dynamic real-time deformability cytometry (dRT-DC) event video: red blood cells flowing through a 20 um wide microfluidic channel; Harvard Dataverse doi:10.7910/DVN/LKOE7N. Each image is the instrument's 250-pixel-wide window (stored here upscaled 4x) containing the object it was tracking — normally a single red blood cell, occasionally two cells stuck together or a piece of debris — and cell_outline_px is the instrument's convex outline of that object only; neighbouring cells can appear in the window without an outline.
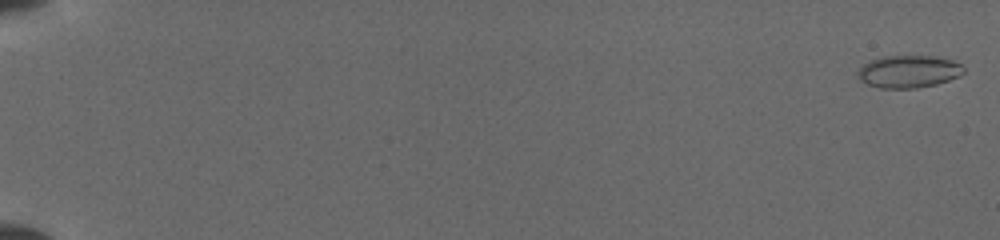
{"species": "common noctule bat (a hibernating species)", "species_latin": "Nyctalus noctula", "temperature_condition": "cold", "stored_images_in_passage": 12, "camera_frame_rate_fps": 3000, "um_per_image_px": 0.085, "animal": {"sex": "female", "body_mass_g": 19.5, "forearm_length_mm": 54.1}, "frame": {"image": 1, "passage_image": 1, "time_ms": 0.0, "image_size_px": [1000, 240], "cell_outline_px": [[964, 72], [948, 80], [936, 84], [916, 88], [880, 88], [868, 84], [856, 72], [864, 64], [872, 60], [884, 56], [932, 56], [952, 60], [960, 64], [964, 68]], "centroid_in_image_um": [77.25, 6.07], "position_along_channel_um": 7.8, "area_um2": 19.59}}
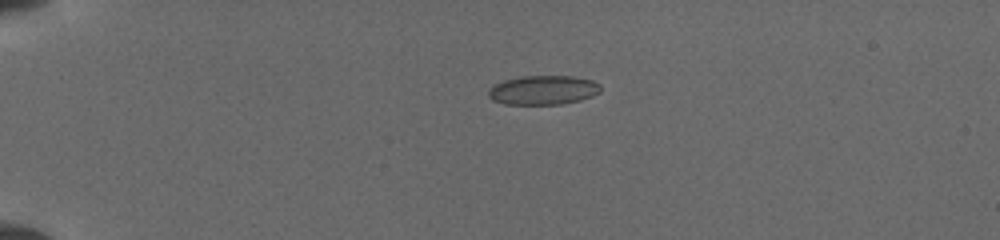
{"frame": {"image": 2, "passage_image": 8, "time_ms": 4.333, "image_size_px": [1000, 240], "cell_outline_px": [[600, 92], [592, 96], [580, 100], [560, 104], [504, 104], [492, 100], [488, 96], [488, 92], [496, 84], [504, 80], [524, 76], [572, 76], [592, 80], [600, 84]], "centroid_in_image_um": [46.19, 7.66], "position_along_channel_um": 38.8, "area_um2": 18.96}}